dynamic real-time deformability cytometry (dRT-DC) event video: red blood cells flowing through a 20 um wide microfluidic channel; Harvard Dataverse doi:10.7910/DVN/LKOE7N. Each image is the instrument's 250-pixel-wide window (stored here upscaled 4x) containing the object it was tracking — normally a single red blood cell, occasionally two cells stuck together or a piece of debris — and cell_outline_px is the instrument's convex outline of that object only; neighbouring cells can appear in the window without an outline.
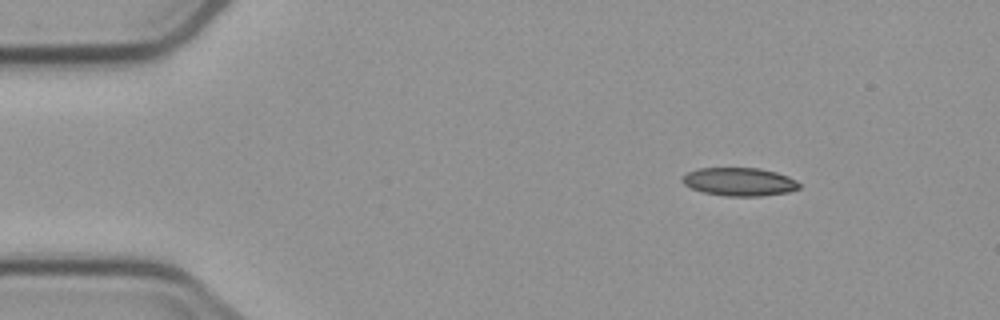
{"species": "common noctule bat (a hibernating species)", "species_latin": "Nyctalus noctula", "temperature_condition": "cold", "stored_images_in_passage": 5, "camera_frame_rate_fps": 3000, "um_per_image_px": 0.085, "animal": {"sex": "male", "body_mass_g": 23.1, "forearm_length_mm": 52.7}, "frame": {"image": 1, "passage_image": 2, "time_ms": 1.333, "image_size_px": [1000, 320], "cell_outline_px": [[800, 188], [788, 192], [760, 196], [724, 196], [704, 192], [692, 188], [684, 184], [680, 180], [680, 176], [688, 172], [700, 168], [760, 168], [776, 172], [788, 176], [796, 180], [800, 184]], "centroid_in_image_um": [62.83, 15.45], "position_along_channel_um": 22.2, "area_um2": 19.31}}
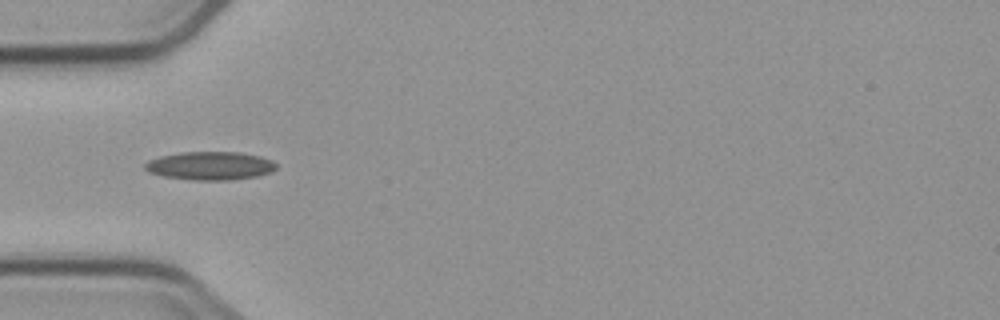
{"frame": {"image": 2, "passage_image": 5, "time_ms": 4.667, "image_size_px": [1000, 320], "cell_outline_px": [[276, 168], [272, 172], [256, 176], [228, 180], [188, 180], [164, 176], [148, 172], [144, 168], [144, 164], [148, 160], [160, 156], [180, 152], [240, 152], [260, 156], [272, 160], [276, 164]], "centroid_in_image_um": [17.84, 14.09], "position_along_channel_um": 67.2, "area_um2": 21.79}}